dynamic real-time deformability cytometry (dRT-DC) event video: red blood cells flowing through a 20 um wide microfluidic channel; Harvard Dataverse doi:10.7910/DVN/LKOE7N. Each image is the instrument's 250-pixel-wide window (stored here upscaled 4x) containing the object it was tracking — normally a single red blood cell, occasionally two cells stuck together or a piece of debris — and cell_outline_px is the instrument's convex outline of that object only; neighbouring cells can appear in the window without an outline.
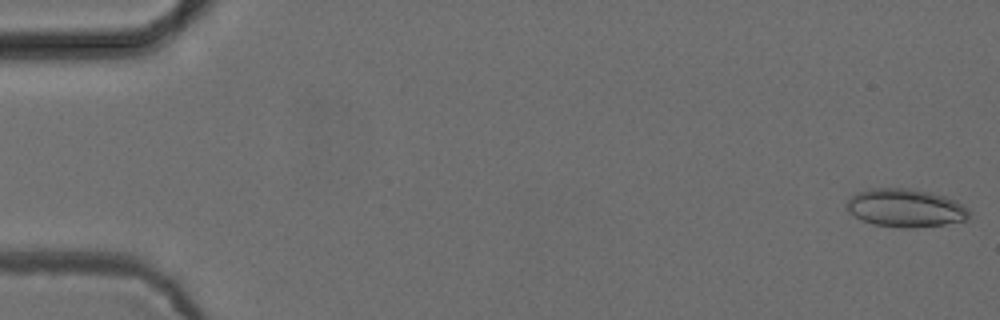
{"species": "common noctule bat (a hibernating species)", "species_latin": "Nyctalus noctula", "temperature_condition": "cold", "stored_images_in_passage": 53, "camera_frame_rate_fps": 3000, "um_per_image_px": 0.085, "animal": {"sex": "female", "body_mass_g": 24.6, "forearm_length_mm": 56.2}, "frame": {"image": 1, "passage_image": 1, "time_ms": 0.0, "image_size_px": [1000, 320], "cell_outline_px": [[968, 220], [944, 224], [916, 228], [900, 228], [872, 224], [848, 212], [844, 204], [848, 196], [856, 192], [868, 188], [908, 188], [932, 192], [956, 200], [968, 208]], "centroid_in_image_um": [76.92, 17.67], "position_along_channel_um": 8.1, "area_um2": 27.69}}
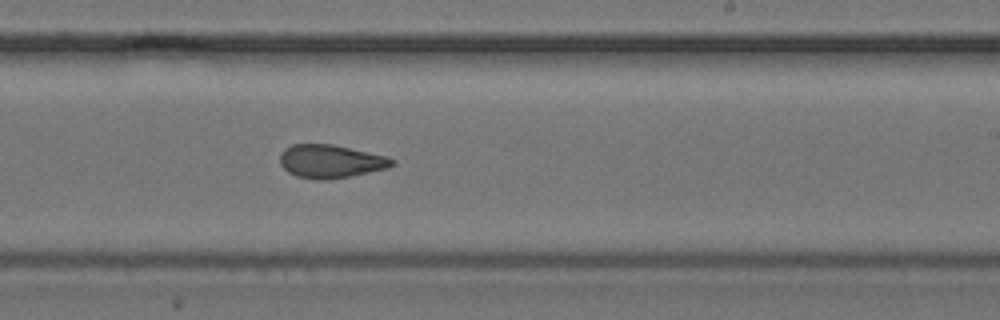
{"frame": {"image": 2, "passage_image": 32, "time_ms": 10.333, "image_size_px": [1000, 320], "cell_outline_px": [[396, 164], [388, 168], [328, 180], [316, 180], [296, 176], [288, 172], [280, 164], [280, 152], [284, 148], [292, 144], [332, 144], [384, 156], [396, 160]], "centroid_in_image_um": [28.06, 13.71], "position_along_channel_um": 260.9, "area_um2": 21.68}}
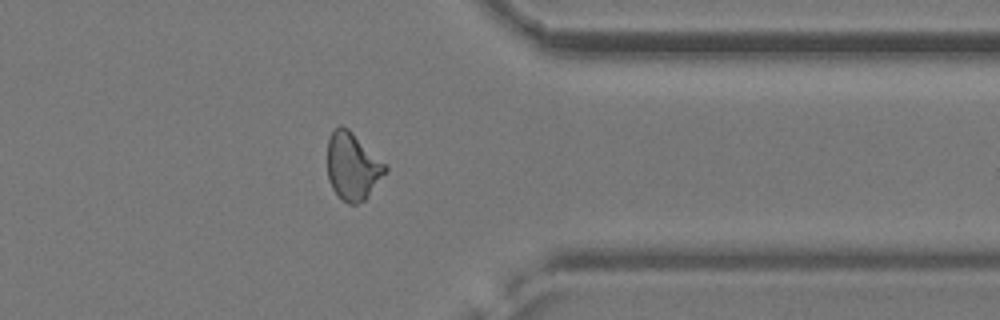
{"frame": {"image": 3, "passage_image": 42, "time_ms": 13.667, "image_size_px": [1000, 320], "cell_outline_px": [[388, 168], [368, 196], [364, 200], [356, 204], [348, 204], [332, 188], [328, 180], [328, 140], [332, 132], [340, 124], [348, 128]], "centroid_in_image_um": [29.94, 14.14], "position_along_channel_um": 381.5, "area_um2": 22.08}, "authors_computed_cell_mechanics": {"area_um2": 22.542, "velocity_mm_per_s": 3.8798, "shape_relaxation_time_tau1_ms": null, "shape_relaxation_time_tau2_ms": 2.0264, "deformation_change_tau1": null, "deformation_change_tau2": 0.0972}}